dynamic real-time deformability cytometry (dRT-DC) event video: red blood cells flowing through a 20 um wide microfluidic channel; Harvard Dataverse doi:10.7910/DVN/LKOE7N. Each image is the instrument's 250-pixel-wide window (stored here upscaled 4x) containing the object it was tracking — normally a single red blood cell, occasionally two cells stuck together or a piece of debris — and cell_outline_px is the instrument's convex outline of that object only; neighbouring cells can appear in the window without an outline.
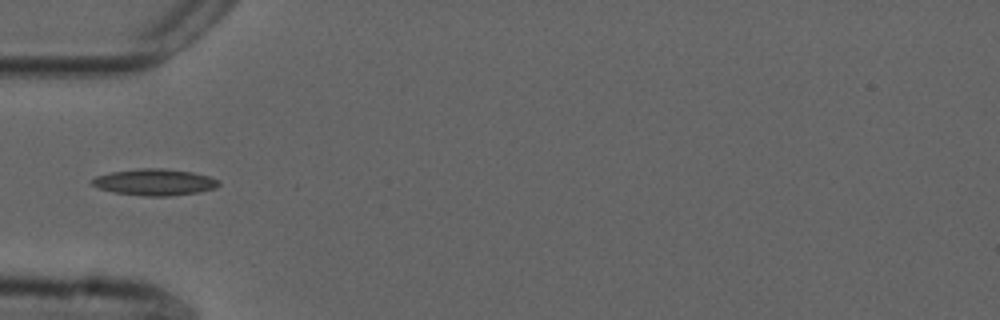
{"species": "common noctule bat (a hibernating species)", "species_latin": "Nyctalus noctula", "temperature_condition": "cold", "stored_images_in_passage": 38, "camera_frame_rate_fps": 3000, "um_per_image_px": 0.085, "animal": {"sex": "male", "forearm_length_mm": 52.5}, "frame": {"image": 1, "passage_image": 1, "time_ms": 0.0, "image_size_px": [1000, 320], "cell_outline_px": [[220, 184], [216, 188], [196, 192], [168, 196], [144, 196], [112, 192], [100, 188], [92, 184], [92, 180], [96, 176], [112, 172], [136, 168], [164, 168], [192, 172], [208, 176], [220, 180]], "centroid_in_image_um": [13.16, 15.47], "position_along_channel_um": 71.8, "area_um2": 19.48}}
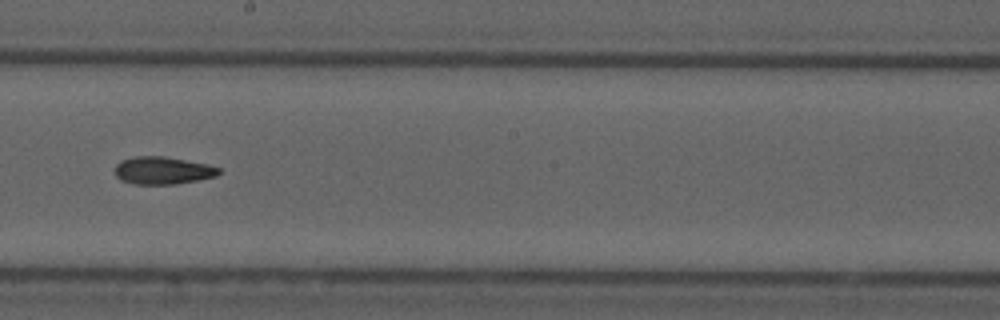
{"frame": {"image": 2, "passage_image": 14, "time_ms": 4.333, "image_size_px": [1000, 320], "cell_outline_px": [[220, 172], [216, 176], [176, 184], [132, 184], [120, 180], [116, 176], [116, 164], [120, 160], [136, 156], [164, 156], [208, 164], [220, 168]], "centroid_in_image_um": [13.81, 14.49], "position_along_channel_um": 234.4, "area_um2": 16.7}}
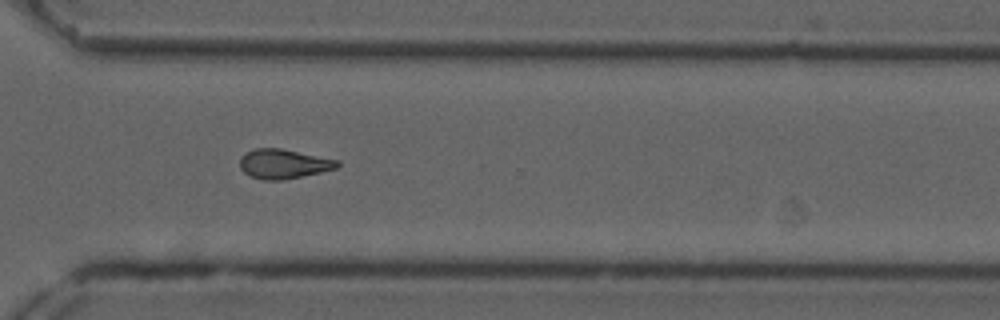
{"frame": {"image": 3, "passage_image": 23, "time_ms": 7.333, "image_size_px": [1000, 320], "cell_outline_px": [[340, 164], [336, 168], [320, 172], [284, 180], [264, 180], [252, 176], [244, 172], [240, 168], [240, 156], [256, 148], [280, 148], [340, 160]], "centroid_in_image_um": [24.11, 13.93], "position_along_channel_um": 346.5, "area_um2": 16.65}, "authors_computed_cell_mechanics": {"area_um2": 16.6464, "velocity_mm_per_s": 3.7417, "shape_relaxation_time_tau1_ms": null, "shape_relaxation_time_tau2_ms": 6.725, "deformation_change_tau1": null, "deformation_change_tau2": 0.1375}}